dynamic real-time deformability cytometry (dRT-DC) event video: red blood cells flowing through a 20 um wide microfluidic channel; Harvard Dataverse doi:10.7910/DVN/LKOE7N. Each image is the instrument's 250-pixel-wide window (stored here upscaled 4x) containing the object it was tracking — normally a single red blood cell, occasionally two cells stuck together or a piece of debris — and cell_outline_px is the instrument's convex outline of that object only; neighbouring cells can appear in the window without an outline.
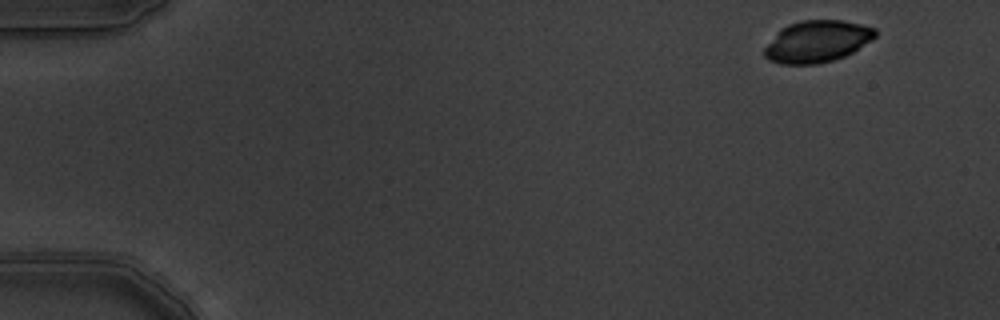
{"species": "common noctule bat (a hibernating species)", "species_latin": "Nyctalus noctula", "temperature_condition": "warm", "stored_images_in_passage": 5, "camera_frame_rate_fps": 3000, "um_per_image_px": 0.085, "animal": {"sex": "male", "body_mass_g": 19.5, "forearm_length_mm": 54.6}, "frame": {"image": 1, "passage_image": 1, "time_ms": 0.0, "image_size_px": [1000, 320], "cell_outline_px": [[876, 36], [872, 40], [852, 52], [844, 56], [820, 64], [780, 64], [768, 60], [764, 56], [764, 48], [780, 28], [788, 24], [800, 20], [844, 20], [876, 28]], "centroid_in_image_um": [69.44, 3.52], "position_along_channel_um": 15.6, "area_um2": 27.11}}